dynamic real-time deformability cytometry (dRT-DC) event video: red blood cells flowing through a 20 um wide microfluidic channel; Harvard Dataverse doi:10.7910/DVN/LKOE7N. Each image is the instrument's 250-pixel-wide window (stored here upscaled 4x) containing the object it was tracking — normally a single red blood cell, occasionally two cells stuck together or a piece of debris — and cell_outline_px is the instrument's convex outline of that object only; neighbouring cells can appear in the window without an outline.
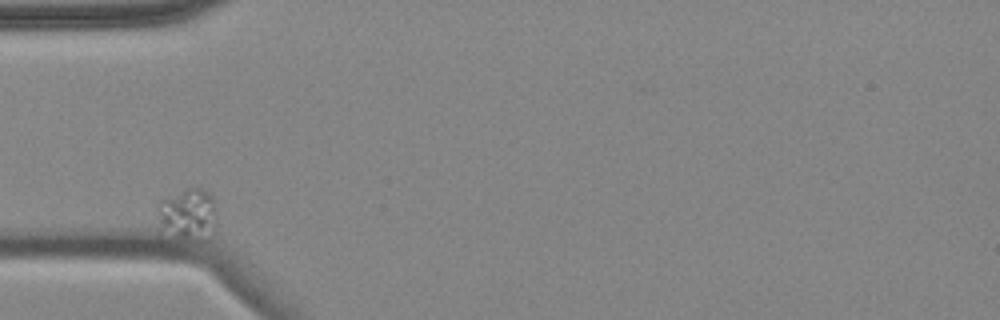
{"species": "common noctule bat (a hibernating species)", "species_latin": "Nyctalus noctula", "temperature_condition": "cold", "stored_images_in_passage": 5, "camera_frame_rate_fps": 3000, "um_per_image_px": 0.085, "animal": {"sex": "female", "body_mass_g": 18.4}, "frame": {"image": 1, "passage_image": 1, "time_ms": 0.0, "image_size_px": [1000, 320], "cell_outline_px": [[216, 216], [208, 240], [200, 244], [176, 236], [160, 220], [160, 200], [188, 188], [200, 188], [208, 192], [212, 196], [216, 208]], "centroid_in_image_um": [16.1, 18.22], "position_along_channel_um": 68.9, "area_um2": 17.17}}